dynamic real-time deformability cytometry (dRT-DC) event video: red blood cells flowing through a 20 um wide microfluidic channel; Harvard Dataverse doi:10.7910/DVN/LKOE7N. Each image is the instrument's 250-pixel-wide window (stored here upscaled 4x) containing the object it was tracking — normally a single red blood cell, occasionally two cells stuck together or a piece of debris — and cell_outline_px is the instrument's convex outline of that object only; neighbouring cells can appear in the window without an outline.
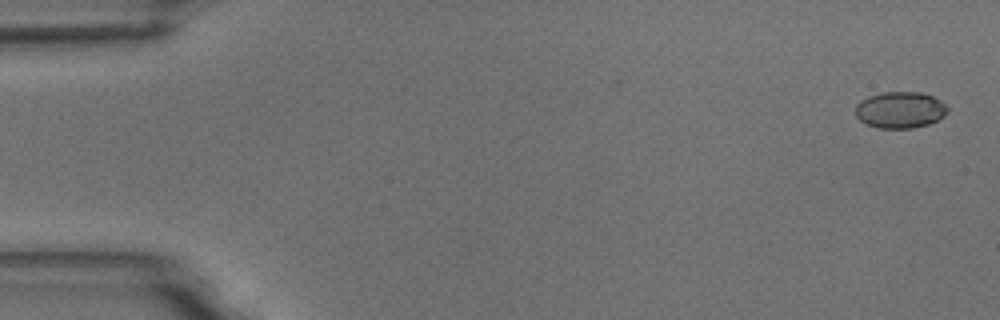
{"species": "common noctule bat (a hibernating species)", "species_latin": "Nyctalus noctula", "temperature_condition": "room temperature", "stored_images_in_passage": 5, "segment_of_instrument_passage": [1, 2], "camera_frame_rate_fps": 3000, "um_per_image_px": 0.085, "animal": {"sex": "male", "body_mass_g": 18.8}, "frame": {"image": 1, "passage_image": 1, "time_ms": 0.0, "image_size_px": [1000, 320], "cell_outline_px": [[948, 112], [944, 116], [928, 124], [912, 128], [880, 128], [868, 124], [860, 120], [856, 116], [856, 104], [860, 100], [868, 96], [884, 92], [920, 92], [932, 96], [940, 100], [948, 108]], "centroid_in_image_um": [76.51, 9.33], "position_along_channel_um": 8.5, "area_um2": 19.48}}